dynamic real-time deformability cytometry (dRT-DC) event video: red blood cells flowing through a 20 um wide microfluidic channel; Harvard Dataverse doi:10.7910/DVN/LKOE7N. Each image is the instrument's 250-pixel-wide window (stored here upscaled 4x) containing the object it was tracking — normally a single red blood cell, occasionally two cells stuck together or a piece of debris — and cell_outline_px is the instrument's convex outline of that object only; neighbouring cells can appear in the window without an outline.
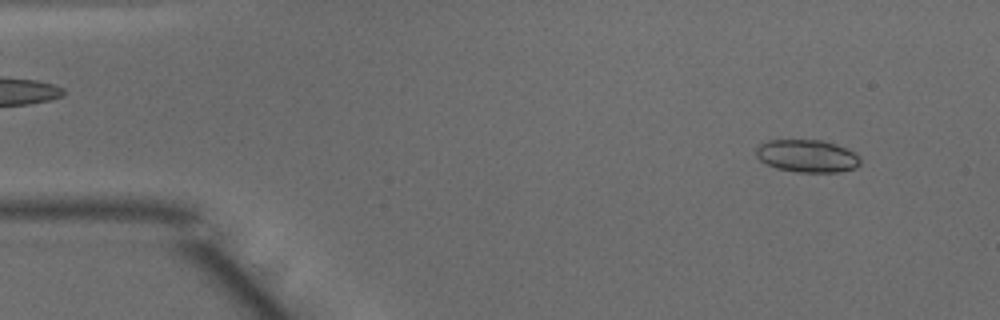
{"species": "common noctule bat (a hibernating species)", "species_latin": "Nyctalus noctula", "temperature_condition": "warm", "stored_images_in_passage": 7, "camera_frame_rate_fps": 3000, "um_per_image_px": 0.085, "animal": {"sex": "male", "body_mass_g": 15.6}, "frame": {"image": 1, "passage_image": 1, "time_ms": 0.0, "image_size_px": [1000, 320], "cell_outline_px": [[860, 164], [856, 168], [840, 172], [796, 172], [776, 168], [760, 160], [756, 156], [756, 148], [760, 144], [768, 140], [820, 140], [836, 144], [860, 156]], "centroid_in_image_um": [68.6, 13.26], "position_along_channel_um": 16.4, "area_um2": 19.77}}